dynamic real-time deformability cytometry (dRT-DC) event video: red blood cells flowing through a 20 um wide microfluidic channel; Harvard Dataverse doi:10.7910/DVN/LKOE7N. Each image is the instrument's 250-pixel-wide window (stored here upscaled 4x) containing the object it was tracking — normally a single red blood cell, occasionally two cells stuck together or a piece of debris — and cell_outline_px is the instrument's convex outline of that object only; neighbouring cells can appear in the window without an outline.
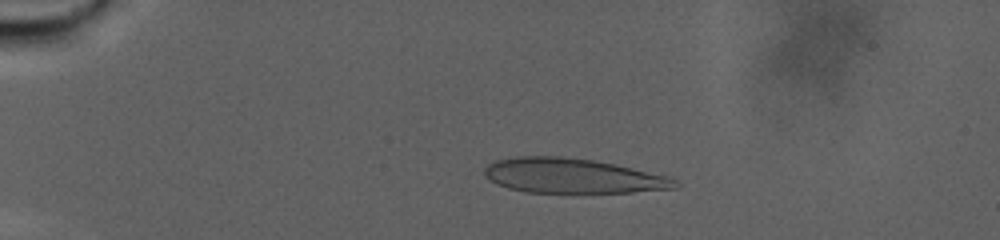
{"species": "human", "species_latin": "Homo sapiens", "temperature_condition": "warm", "stored_images_in_passage": 102, "camera_frame_rate_fps": 3000, "um_per_image_px": 0.085, "donor": {"sex": "male"}, "frame": {"image": 1, "passage_image": 23, "time_ms": 7.333, "image_size_px": [1000, 240], "cell_outline_px": [[680, 184], [676, 188], [632, 192], [524, 192], [508, 188], [496, 184], [484, 176], [484, 168], [488, 164], [496, 160], [516, 156], [564, 156], [592, 160], [616, 164], [668, 176], [676, 180]], "centroid_in_image_um": [48.64, 14.94], "position_along_channel_um": 36.4, "area_um2": 38.73}}
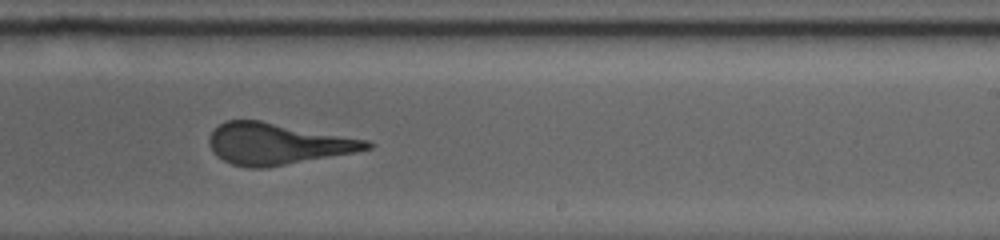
{"frame": {"image": 2, "passage_image": 66, "time_ms": 21.667, "image_size_px": [1000, 240], "cell_outline_px": [[376, 144], [372, 148], [352, 152], [264, 168], [248, 168], [232, 164], [224, 160], [212, 148], [208, 140], [212, 132], [220, 124], [228, 120], [260, 120], [368, 140]], "centroid_in_image_um": [23.59, 12.21], "position_along_channel_um": 265.4, "area_um2": 37.34}}
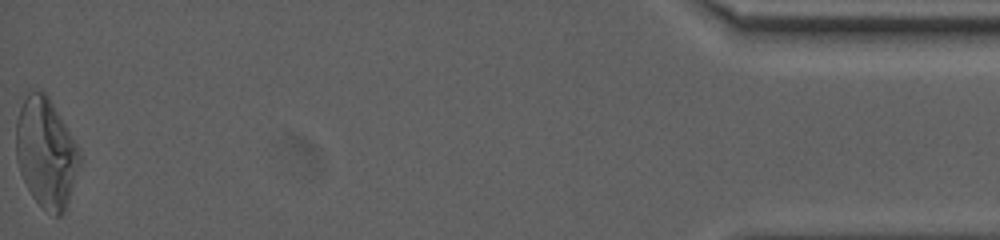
{"frame": {"image": 3, "passage_image": 102, "time_ms": 33.667, "image_size_px": [1000, 240], "cell_outline_px": [[80, 164], [64, 212], [60, 216], [56, 216], [44, 208], [32, 196], [20, 172], [16, 160], [16, 120], [20, 108], [28, 92], [32, 88], [44, 92], [48, 96], [80, 148]], "centroid_in_image_um": [3.91, 12.95], "position_along_channel_um": 431.3, "area_um2": 40.4}}